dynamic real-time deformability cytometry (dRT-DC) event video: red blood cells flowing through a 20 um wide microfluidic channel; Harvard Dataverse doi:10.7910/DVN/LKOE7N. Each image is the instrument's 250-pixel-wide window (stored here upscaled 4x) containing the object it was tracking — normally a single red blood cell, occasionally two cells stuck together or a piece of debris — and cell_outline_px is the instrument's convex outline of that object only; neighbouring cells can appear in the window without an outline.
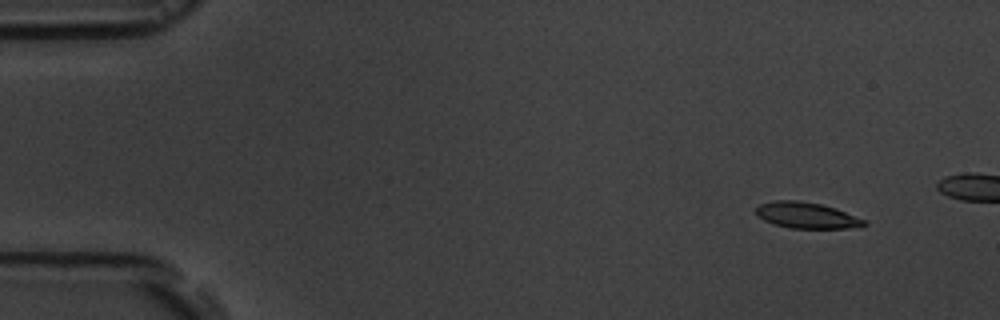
{"species": "common noctule bat (a hibernating species)", "species_latin": "Nyctalus noctula", "temperature_condition": "room temperature", "stored_images_in_passage": 4, "camera_frame_rate_fps": 3000, "um_per_image_px": 0.085, "animal": {"sex": "male", "body_mass_g": 19.5, "forearm_length_mm": 54.6}, "frame": {"image": 1, "passage_image": 1, "time_ms": 0.0, "image_size_px": [1000, 320], "cell_outline_px": [[868, 224], [860, 228], [792, 228], [772, 224], [764, 220], [756, 212], [756, 208], [760, 204], [776, 200], [796, 200], [820, 204], [844, 212], [864, 220]], "centroid_in_image_um": [68.55, 18.31], "position_along_channel_um": 16.4, "area_um2": 16.13}}